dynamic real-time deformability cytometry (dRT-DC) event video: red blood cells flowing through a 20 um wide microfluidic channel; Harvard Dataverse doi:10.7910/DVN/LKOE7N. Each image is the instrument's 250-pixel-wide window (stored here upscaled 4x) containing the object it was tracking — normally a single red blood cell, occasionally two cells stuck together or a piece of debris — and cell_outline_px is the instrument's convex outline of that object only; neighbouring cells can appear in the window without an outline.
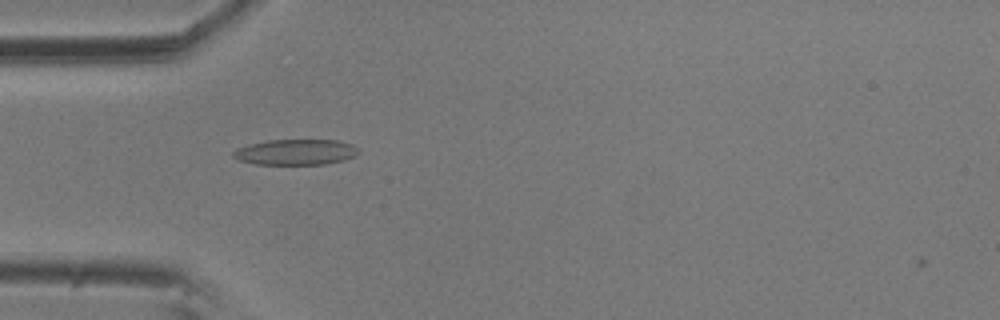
{"species": "common noctule bat (a hibernating species)", "species_latin": "Nyctalus noctula", "temperature_condition": "room temperature", "stored_images_in_passage": 5, "camera_frame_rate_fps": 3000, "um_per_image_px": 0.085, "animal": {"sex": "male", "body_mass_g": 20.5, "forearm_length_mm": 52.5}, "frame": {"image": 1, "passage_image": 5, "time_ms": 1.333, "image_size_px": [1000, 320], "cell_outline_px": [[360, 152], [356, 156], [344, 160], [324, 164], [256, 164], [240, 160], [232, 156], [232, 152], [236, 148], [248, 144], [268, 140], [336, 140], [352, 144], [360, 148]], "centroid_in_image_um": [25.16, 12.92], "position_along_channel_um": 59.8, "area_um2": 18.84}}